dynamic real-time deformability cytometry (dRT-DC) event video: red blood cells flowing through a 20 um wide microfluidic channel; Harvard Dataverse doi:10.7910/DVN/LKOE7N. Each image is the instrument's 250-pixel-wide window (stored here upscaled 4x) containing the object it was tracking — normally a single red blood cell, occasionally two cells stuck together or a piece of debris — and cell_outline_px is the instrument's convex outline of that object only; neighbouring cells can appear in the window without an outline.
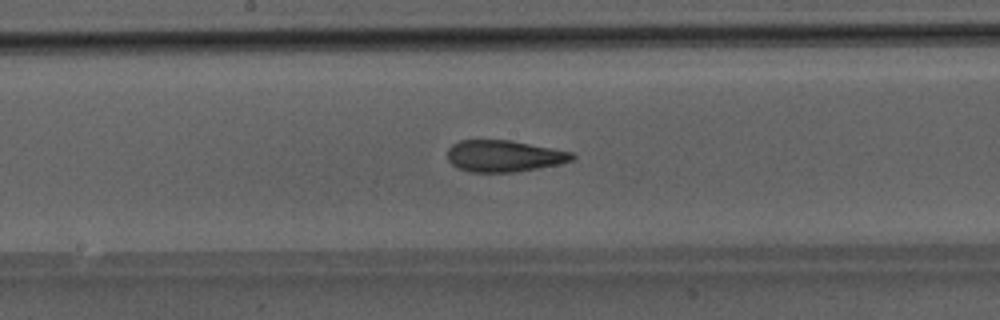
{"species": "Egyptian fruit bat (a non-hibernating species)", "species_latin": "Rousettus aegyptiacus", "temperature_condition": "room temperature", "stored_images_in_passage": 36, "camera_frame_rate_fps": 3000, "um_per_image_px": 0.085, "animal": {"sex": "male"}, "frame": {"image": 1, "passage_image": 13, "time_ms": 4.0, "image_size_px": [1000, 320], "cell_outline_px": [[576, 156], [572, 160], [560, 164], [512, 172], [468, 172], [452, 164], [448, 160], [448, 148], [452, 144], [460, 140], [508, 140], [572, 152]], "centroid_in_image_um": [42.81, 13.26], "position_along_channel_um": 205.4, "area_um2": 22.72}}
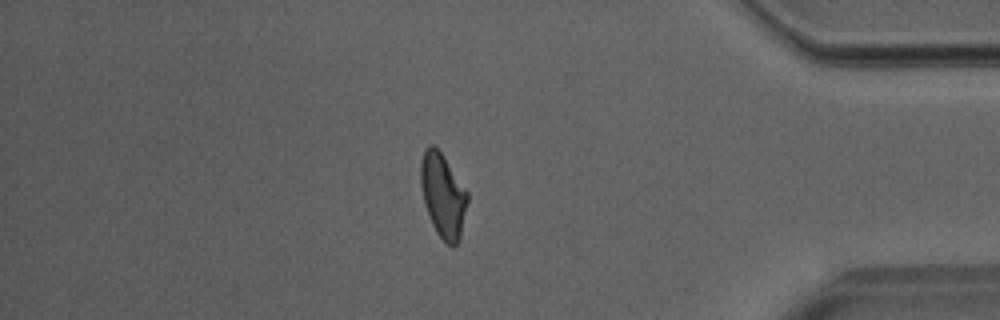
{"frame": {"image": 2, "passage_image": 29, "time_ms": 9.333, "image_size_px": [1000, 320], "cell_outline_px": [[468, 200], [460, 236], [456, 244], [452, 248], [436, 232], [432, 224], [424, 204], [420, 184], [420, 164], [424, 148], [428, 144], [432, 144], [440, 152], [468, 192]], "centroid_in_image_um": [37.63, 16.6], "position_along_channel_um": 397.6, "area_um2": 22.72}}
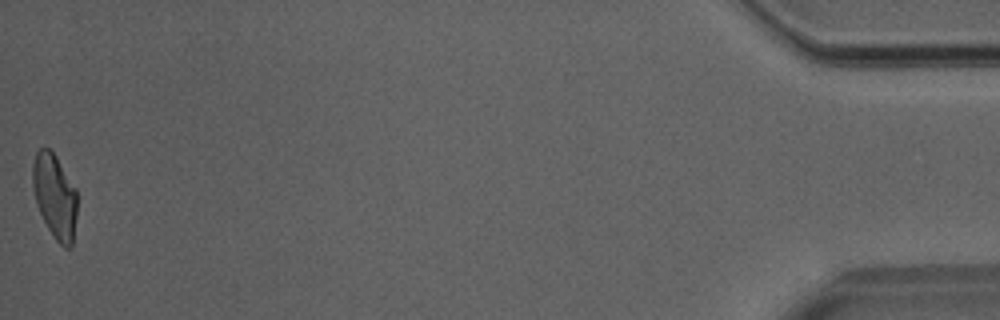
{"frame": {"image": 3, "passage_image": 36, "time_ms": 11.667, "image_size_px": [1000, 320], "cell_outline_px": [[76, 216], [72, 248], [64, 248], [56, 240], [48, 228], [36, 204], [32, 184], [32, 164], [36, 152], [40, 148], [48, 148], [56, 156], [76, 188]], "centroid_in_image_um": [4.65, 16.68], "position_along_channel_um": 430.5, "area_um2": 21.91}}